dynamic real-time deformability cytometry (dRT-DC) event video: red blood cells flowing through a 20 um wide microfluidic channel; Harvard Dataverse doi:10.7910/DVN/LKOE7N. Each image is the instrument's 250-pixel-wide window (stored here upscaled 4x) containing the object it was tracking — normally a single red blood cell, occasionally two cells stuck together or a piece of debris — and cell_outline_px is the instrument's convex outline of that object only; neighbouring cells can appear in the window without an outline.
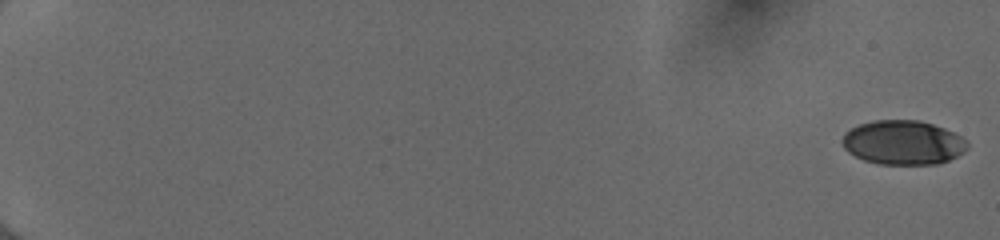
{"species": "human", "species_latin": "Homo sapiens", "temperature_condition": "cold", "stored_images_in_passage": 55, "camera_frame_rate_fps": 3000, "um_per_image_px": 0.085, "donor": {"sex": "female"}, "frame": {"image": 1, "passage_image": 1, "time_ms": 0.0, "image_size_px": [1000, 240], "cell_outline_px": [[968, 148], [964, 152], [948, 160], [936, 164], [880, 164], [864, 160], [848, 152], [844, 148], [840, 140], [844, 132], [860, 124], [872, 120], [920, 120], [944, 128], [968, 140]], "centroid_in_image_um": [76.75, 12.11], "position_along_channel_um": 8.3, "area_um2": 32.37}}
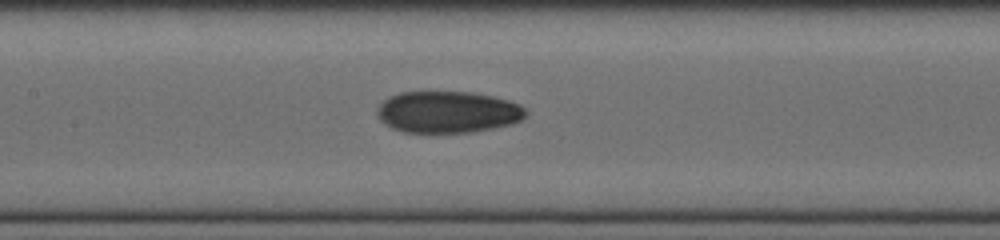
{"frame": {"image": 2, "passage_image": 30, "time_ms": 9.667, "image_size_px": [1000, 240], "cell_outline_px": [[528, 112], [520, 120], [512, 124], [472, 132], [404, 132], [392, 128], [384, 124], [376, 116], [376, 108], [388, 96], [400, 92], [472, 92], [492, 96], [508, 100], [520, 104]], "centroid_in_image_um": [38.03, 9.52], "position_along_channel_um": 169.4, "area_um2": 36.24}}
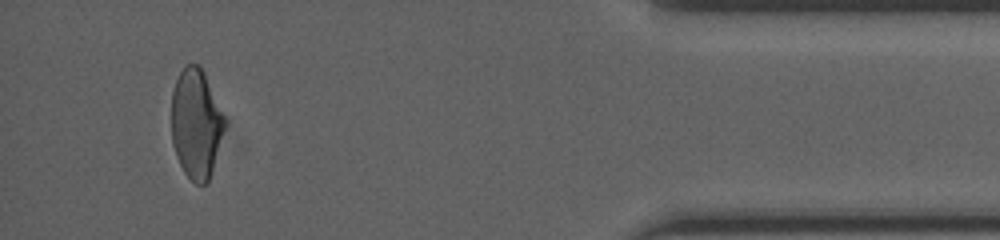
{"frame": {"image": 3, "passage_image": 52, "time_ms": 17.0, "image_size_px": [1000, 240], "cell_outline_px": [[224, 124], [212, 172], [208, 184], [196, 184], [184, 172], [176, 156], [172, 144], [172, 88], [180, 72], [188, 64], [200, 64], [204, 72], [224, 116]], "centroid_in_image_um": [16.64, 10.51], "position_along_channel_um": 418.6, "area_um2": 33.52}, "authors_computed_cell_mechanics": {"area_um2": 34.6222, "velocity_mm_per_s": 4.0295, "shape_relaxation_time_tau1_ms": 6.2077, "shape_relaxation_time_tau2_ms": 3.0162, "deformation_change_tau1": 0.159, "deformation_change_tau2": 0.0679}}